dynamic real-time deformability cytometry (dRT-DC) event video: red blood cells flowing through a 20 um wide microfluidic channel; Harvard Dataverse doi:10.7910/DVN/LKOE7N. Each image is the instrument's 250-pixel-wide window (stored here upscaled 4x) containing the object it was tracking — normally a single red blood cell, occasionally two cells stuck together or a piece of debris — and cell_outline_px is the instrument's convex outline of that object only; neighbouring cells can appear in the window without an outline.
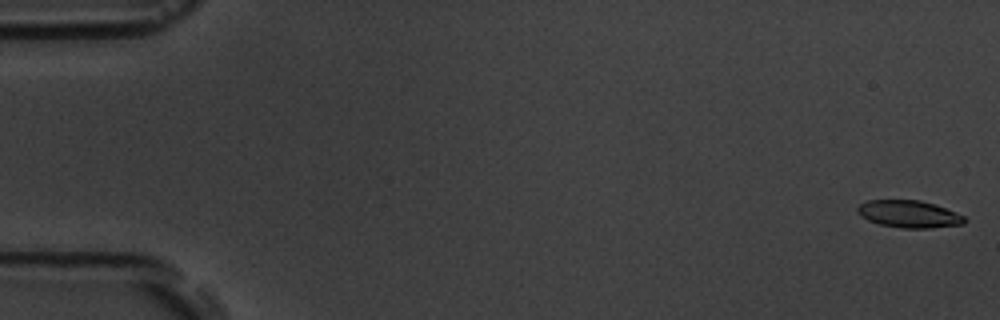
{"species": "common noctule bat (a hibernating species)", "species_latin": "Nyctalus noctula", "temperature_condition": "room temperature", "stored_images_in_passage": 6, "camera_frame_rate_fps": 3000, "um_per_image_px": 0.085, "animal": {"sex": "male", "body_mass_g": 19.5, "forearm_length_mm": 54.6}, "frame": {"image": 1, "passage_image": 1, "time_ms": 0.0, "image_size_px": [1000, 320], "cell_outline_px": [[968, 220], [964, 224], [928, 228], [900, 228], [880, 224], [868, 220], [860, 216], [856, 212], [856, 208], [860, 204], [868, 200], [920, 200], [936, 204], [956, 212], [964, 216]], "centroid_in_image_um": [77.27, 18.19], "position_along_channel_um": 7.7, "area_um2": 17.17}}
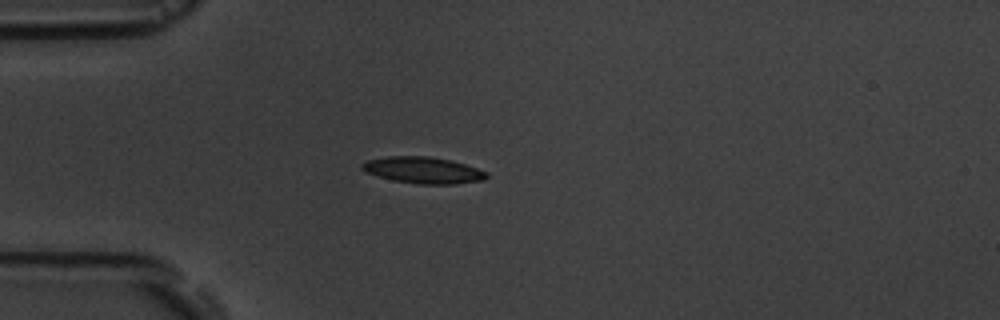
{"frame": {"image": 2, "passage_image": 5, "time_ms": 4.667, "image_size_px": [1000, 320], "cell_outline_px": [[488, 176], [484, 180], [456, 184], [416, 184], [392, 180], [364, 172], [360, 168], [360, 164], [368, 160], [388, 156], [428, 156], [452, 160], [488, 172]], "centroid_in_image_um": [35.95, 14.47], "position_along_channel_um": 49.0, "area_um2": 19.36}}